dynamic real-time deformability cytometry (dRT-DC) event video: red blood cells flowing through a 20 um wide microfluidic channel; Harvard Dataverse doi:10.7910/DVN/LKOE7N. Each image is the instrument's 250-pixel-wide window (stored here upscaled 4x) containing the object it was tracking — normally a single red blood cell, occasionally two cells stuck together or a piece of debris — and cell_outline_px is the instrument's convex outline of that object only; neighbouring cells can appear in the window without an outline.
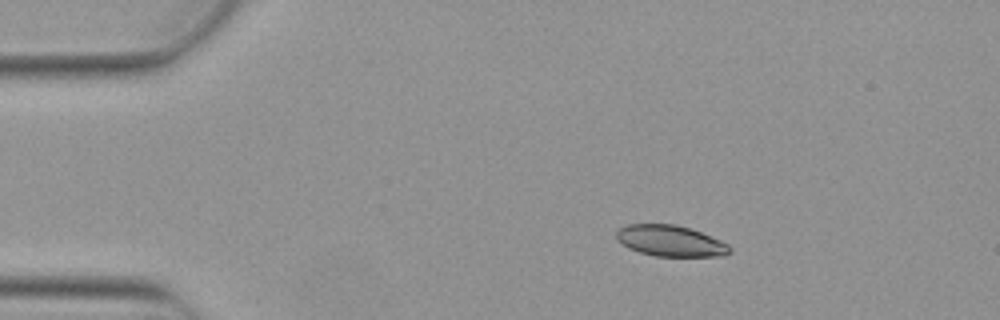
{"species": "Egyptian fruit bat (a non-hibernating species)", "species_latin": "Rousettus aegyptiacus", "temperature_condition": "warm", "stored_images_in_passage": 4, "camera_frame_rate_fps": 3000, "um_per_image_px": 0.085, "animal": {"sex": "female"}, "frame": {"image": 1, "passage_image": 2, "time_ms": 0.333, "image_size_px": [1000, 320], "cell_outline_px": [[732, 252], [724, 256], [656, 256], [640, 252], [628, 248], [616, 240], [616, 232], [620, 228], [628, 224], [676, 224], [700, 232], [720, 240], [728, 244], [732, 248]], "centroid_in_image_um": [56.99, 20.48], "position_along_channel_um": 28.0, "area_um2": 20.52}}
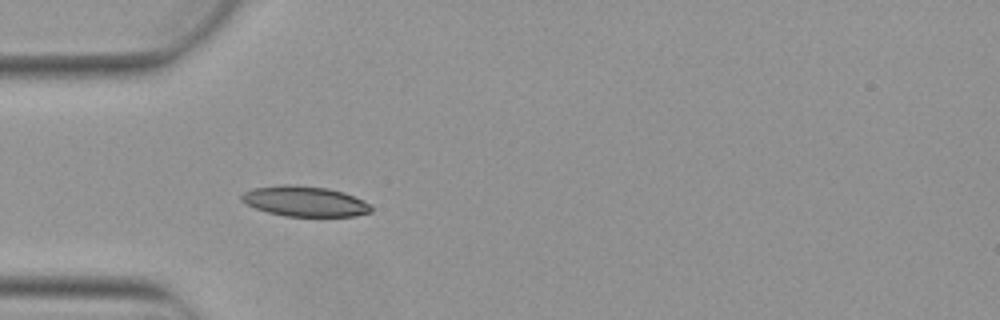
{"frame": {"image": 2, "passage_image": 4, "time_ms": 1.0, "image_size_px": [1000, 320], "cell_outline_px": [[372, 212], [356, 216], [284, 216], [268, 212], [256, 208], [240, 200], [240, 196], [244, 192], [252, 188], [280, 184], [296, 184], [328, 188], [344, 192], [364, 200], [372, 208]], "centroid_in_image_um": [25.91, 17.1], "position_along_channel_um": 59.1, "area_um2": 23.06}}